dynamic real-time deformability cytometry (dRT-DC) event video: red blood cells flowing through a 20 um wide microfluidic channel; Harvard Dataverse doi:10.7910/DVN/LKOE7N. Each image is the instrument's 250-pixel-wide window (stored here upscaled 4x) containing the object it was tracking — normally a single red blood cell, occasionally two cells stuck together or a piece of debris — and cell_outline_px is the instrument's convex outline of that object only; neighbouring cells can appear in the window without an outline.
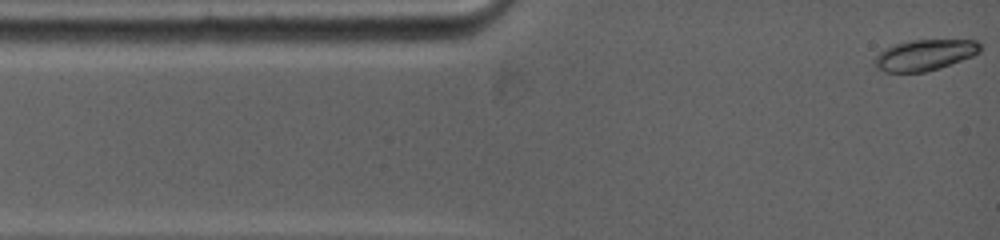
{"species": "common noctule bat (a hibernating species)", "species_latin": "Nyctalus noctula", "temperature_condition": "warm", "stored_images_in_passage": 15, "camera_frame_rate_fps": 5000, "um_per_image_px": 0.085, "animal": {"sex": "female", "body_mass_g": 19.0, "forearm_length_mm": 53.3}, "frame": {"image": 1, "passage_image": 1, "time_ms": 0.0, "image_size_px": [1000, 240], "cell_outline_px": [[980, 52], [972, 56], [940, 68], [924, 72], [884, 72], [876, 68], [872, 64], [876, 56], [884, 48], [896, 44], [912, 40], [976, 40], [980, 44]], "centroid_in_image_um": [78.57, 4.68], "position_along_channel_um": 6.4, "area_um2": 19.02}}
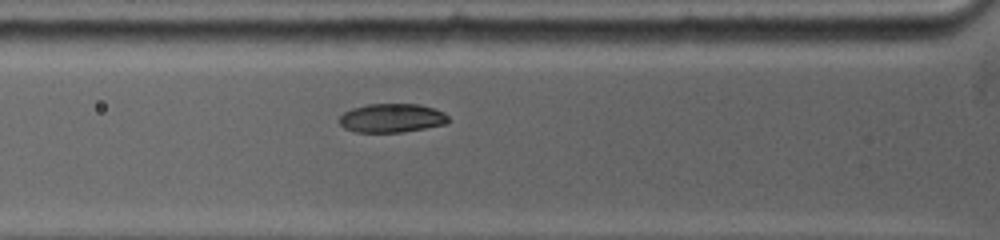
{"frame": {"image": 2, "passage_image": 10, "time_ms": 3.6, "image_size_px": [1000, 240], "cell_outline_px": [[448, 124], [400, 132], [356, 132], [344, 128], [340, 124], [340, 116], [344, 112], [352, 108], [368, 104], [420, 104], [444, 112], [448, 116]], "centroid_in_image_um": [33.3, 10.03], "position_along_channel_um": 92.5, "area_um2": 18.26}}
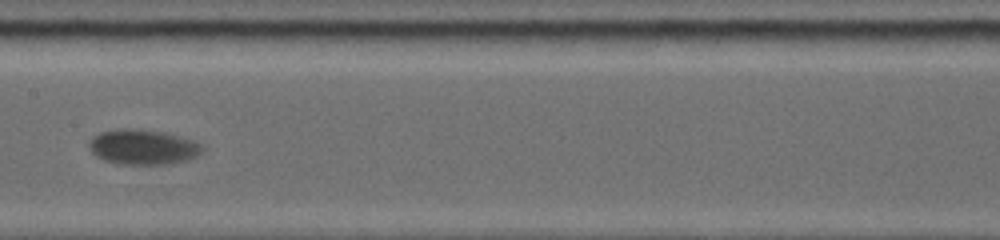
{"frame": {"image": 3, "passage_image": 15, "time_ms": 6.4, "image_size_px": [1000, 240], "cell_outline_px": [[204, 152], [196, 156], [184, 160], [168, 164], [120, 164], [104, 160], [96, 156], [88, 148], [88, 140], [92, 136], [100, 132], [120, 128], [132, 128], [164, 132], [180, 136], [204, 144]], "centroid_in_image_um": [12.14, 12.48], "position_along_channel_um": 195.3, "area_um2": 23.41}}